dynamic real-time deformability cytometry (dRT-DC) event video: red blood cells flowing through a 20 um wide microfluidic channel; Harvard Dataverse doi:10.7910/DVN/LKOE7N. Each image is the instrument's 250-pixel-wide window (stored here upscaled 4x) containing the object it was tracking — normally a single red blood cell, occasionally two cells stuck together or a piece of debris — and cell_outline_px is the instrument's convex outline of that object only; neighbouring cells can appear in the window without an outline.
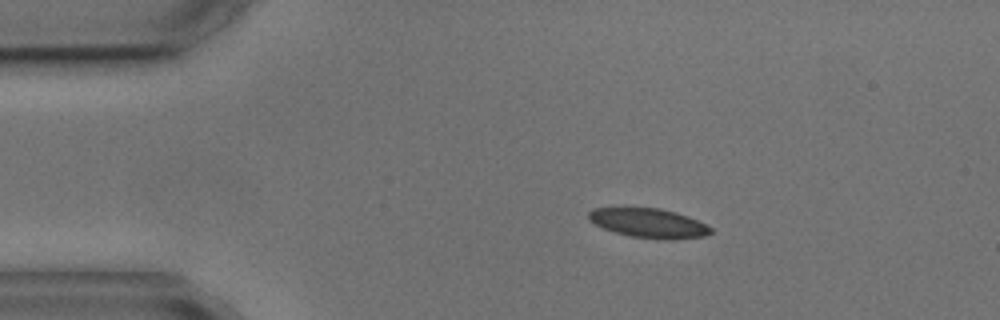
{"species": "common noctule bat (a hibernating species)", "species_latin": "Nyctalus noctula", "temperature_condition": "cold", "stored_images_in_passage": 2, "camera_frame_rate_fps": 3000, "um_per_image_px": 0.085, "animal": {"sex": "male", "body_mass_g": 17.9, "forearm_length_mm": 54.2}, "frame": {"image": 1, "passage_image": 1, "time_ms": 0.0, "image_size_px": [1000, 320], "cell_outline_px": [[712, 232], [704, 236], [672, 240], [664, 240], [632, 236], [616, 232], [604, 228], [588, 220], [588, 212], [592, 208], [660, 208], [676, 212], [688, 216], [712, 228]], "centroid_in_image_um": [55.14, 18.96], "position_along_channel_um": 29.9, "area_um2": 20.75}}